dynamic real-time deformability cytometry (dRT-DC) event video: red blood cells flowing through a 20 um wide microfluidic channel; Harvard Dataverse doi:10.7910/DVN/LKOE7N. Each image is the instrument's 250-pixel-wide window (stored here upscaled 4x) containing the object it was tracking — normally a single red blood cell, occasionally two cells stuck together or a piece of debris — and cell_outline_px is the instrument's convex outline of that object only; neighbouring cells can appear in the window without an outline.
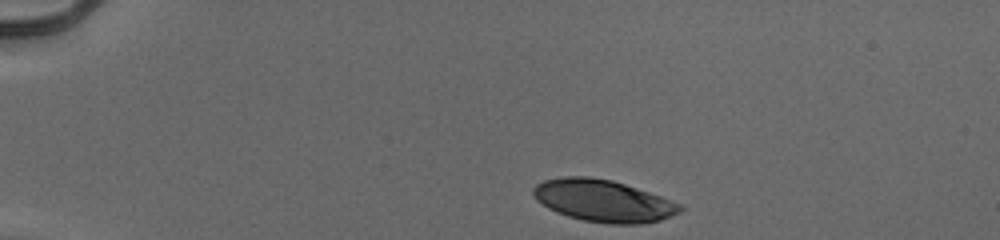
{"species": "human", "species_latin": "Homo sapiens", "temperature_condition": "cold", "stored_images_in_passage": 36, "camera_frame_rate_fps": 3000, "um_per_image_px": 0.085, "donor": {"sex": "male"}, "frame": {"image": 1, "passage_image": 1, "time_ms": 0.0, "image_size_px": [1000, 240], "cell_outline_px": [[684, 208], [680, 212], [660, 220], [644, 224], [608, 224], [584, 220], [568, 216], [556, 212], [548, 208], [536, 200], [532, 192], [532, 188], [536, 184], [544, 180], [564, 176], [588, 176], [612, 180], [684, 204]], "centroid_in_image_um": [51.28, 17.07], "position_along_channel_um": 33.7, "area_um2": 36.07}}
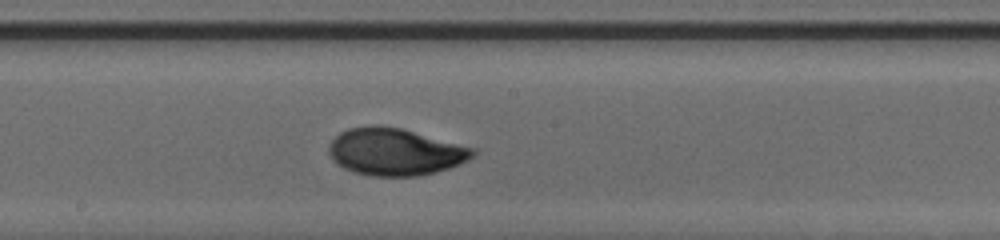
{"frame": {"image": 2, "passage_image": 21, "time_ms": 6.667, "image_size_px": [1000, 240], "cell_outline_px": [[476, 152], [468, 160], [460, 164], [436, 172], [420, 176], [368, 176], [352, 172], [336, 164], [332, 160], [328, 152], [328, 144], [340, 132], [348, 128], [372, 124], [380, 124], [400, 128], [476, 148]], "centroid_in_image_um": [33.54, 12.9], "position_along_channel_um": 214.7, "area_um2": 40.0}}
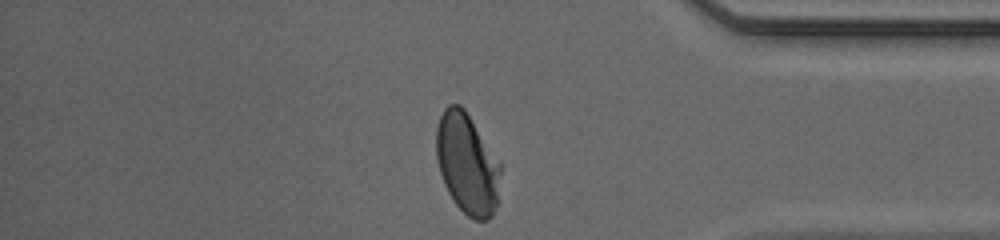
{"frame": {"image": 3, "passage_image": 36, "time_ms": 11.667, "image_size_px": [1000, 240], "cell_outline_px": [[504, 164], [496, 204], [492, 216], [488, 220], [472, 220], [452, 200], [444, 184], [440, 172], [436, 156], [436, 128], [440, 116], [444, 108], [448, 104], [460, 104], [464, 108]], "centroid_in_image_um": [39.75, 13.9], "position_along_channel_um": 395.5, "area_um2": 38.55}, "authors_computed_cell_mechanics": {"area_um2": 38.4948, "velocity_mm_per_s": 3.9351, "shape_relaxation_time_tau1_ms": 3.7844, "shape_relaxation_time_tau2_ms": 0.9894, "deformation_change_tau1": 0.1933, "deformation_change_tau2": 0.0443}}